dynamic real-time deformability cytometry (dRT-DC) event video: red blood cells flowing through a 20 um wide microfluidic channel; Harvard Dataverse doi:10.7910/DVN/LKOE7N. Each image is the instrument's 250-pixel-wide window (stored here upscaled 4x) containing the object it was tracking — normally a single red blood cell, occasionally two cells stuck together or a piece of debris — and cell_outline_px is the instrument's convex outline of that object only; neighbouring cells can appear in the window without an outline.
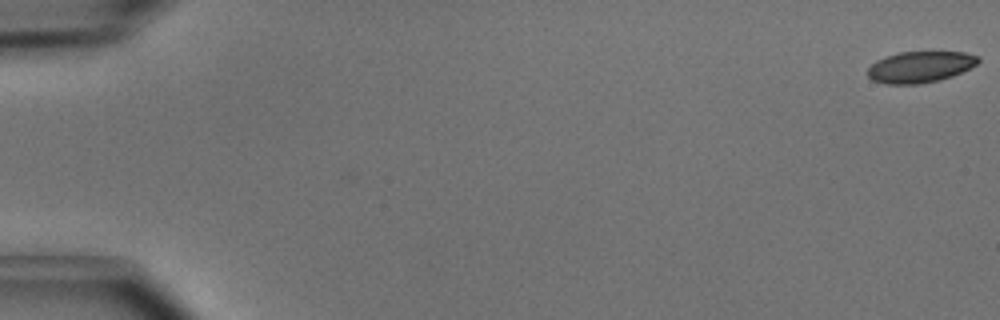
{"species": "common noctule bat (a hibernating species)", "species_latin": "Nyctalus noctula", "temperature_condition": "cold", "stored_images_in_passage": 6, "camera_frame_rate_fps": 3000, "um_per_image_px": 0.085, "animal": {"sex": "male", "body_mass_g": 15.6}, "frame": {"image": 1, "passage_image": 1, "time_ms": 0.0, "image_size_px": [1000, 320], "cell_outline_px": [[980, 60], [976, 64], [952, 76], [940, 80], [920, 84], [884, 84], [872, 80], [868, 76], [868, 68], [876, 60], [884, 56], [900, 52], [964, 52], [980, 56]], "centroid_in_image_um": [78.18, 5.69], "position_along_channel_um": 6.8, "area_um2": 20.17}}